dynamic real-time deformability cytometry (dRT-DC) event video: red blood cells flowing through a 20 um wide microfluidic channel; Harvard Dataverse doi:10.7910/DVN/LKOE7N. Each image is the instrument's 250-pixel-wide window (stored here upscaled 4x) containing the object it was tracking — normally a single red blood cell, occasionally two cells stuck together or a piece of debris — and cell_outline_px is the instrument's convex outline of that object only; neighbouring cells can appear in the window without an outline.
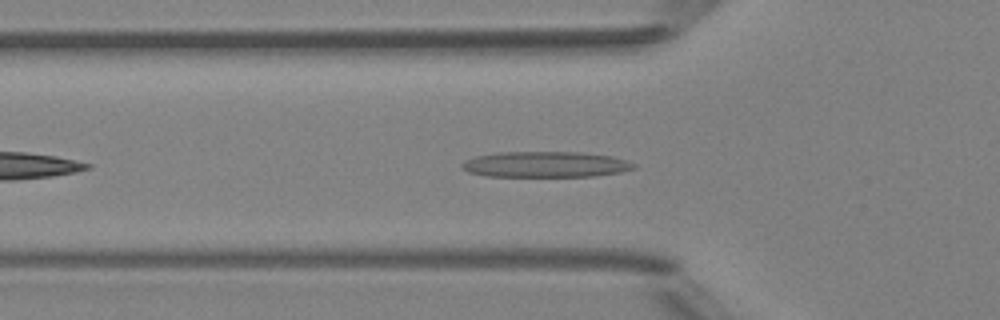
{"species": "Egyptian fruit bat (a non-hibernating species)", "species_latin": "Rousettus aegyptiacus", "temperature_condition": "room temperature", "stored_images_in_passage": 36, "camera_frame_rate_fps": 3000, "um_per_image_px": 0.085, "animal": {"sex": "female"}, "frame": {"image": 1, "passage_image": 6, "time_ms": 1.667, "image_size_px": [1000, 320], "cell_outline_px": [[636, 168], [620, 172], [596, 176], [484, 176], [468, 172], [460, 164], [464, 160], [476, 156], [496, 152], [580, 152], [612, 156], [636, 164]], "centroid_in_image_um": [46.35, 13.97], "position_along_channel_um": 79.5, "area_um2": 25.84}}
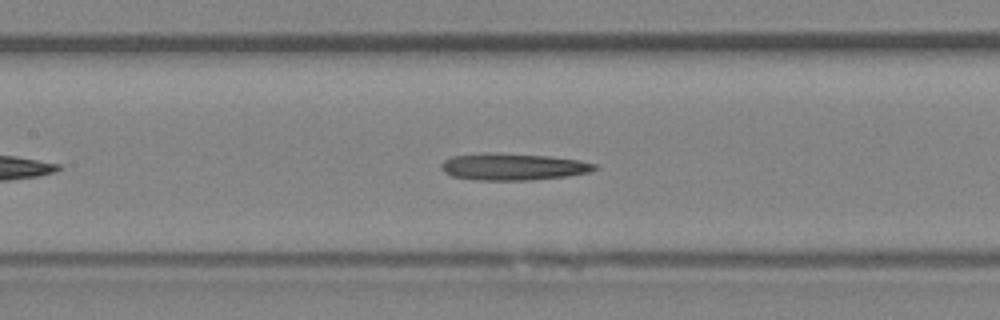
{"frame": {"image": 2, "passage_image": 12, "time_ms": 3.667, "image_size_px": [1000, 320], "cell_outline_px": [[596, 168], [592, 172], [568, 176], [532, 180], [476, 180], [452, 176], [444, 172], [440, 168], [440, 164], [444, 160], [452, 156], [484, 152], [496, 152], [548, 156], [580, 160], [596, 164]], "centroid_in_image_um": [43.59, 14.17], "position_along_channel_um": 163.8, "area_um2": 24.33}}
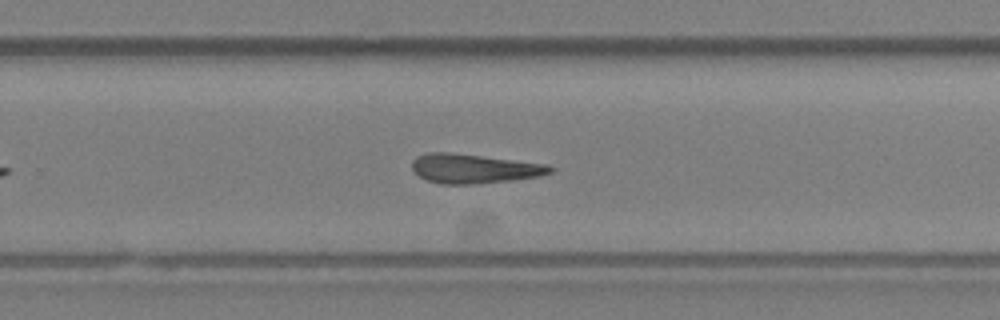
{"frame": {"image": 3, "passage_image": 21, "time_ms": 6.667, "image_size_px": [1000, 320], "cell_outline_px": [[556, 168], [552, 172], [540, 176], [508, 180], [472, 184], [440, 184], [428, 180], [420, 176], [412, 168], [412, 160], [416, 156], [428, 152], [448, 152], [548, 164]], "centroid_in_image_um": [40.29, 14.32], "position_along_channel_um": 289.5, "area_um2": 23.41}}